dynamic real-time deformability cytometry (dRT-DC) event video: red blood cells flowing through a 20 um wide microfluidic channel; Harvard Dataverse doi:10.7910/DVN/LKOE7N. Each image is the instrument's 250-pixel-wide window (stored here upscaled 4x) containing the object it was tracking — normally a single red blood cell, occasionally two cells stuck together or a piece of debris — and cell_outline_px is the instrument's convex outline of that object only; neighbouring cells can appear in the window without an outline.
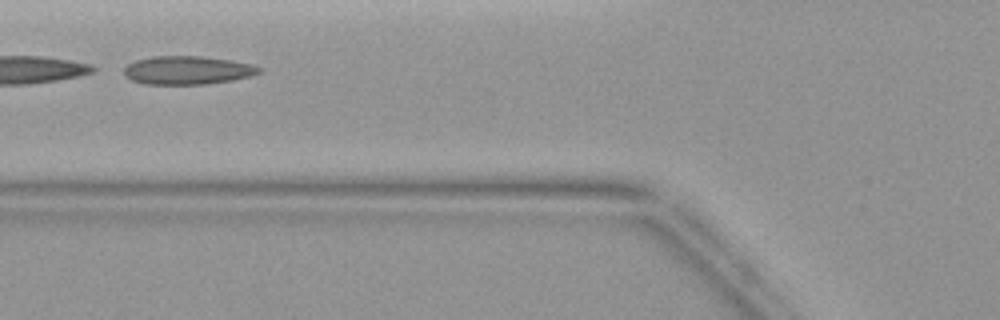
{"species": "common noctule bat (a hibernating species)", "species_latin": "Nyctalus noctula", "temperature_condition": "warm", "stored_images_in_passage": 5, "camera_frame_rate_fps": 3000, "um_per_image_px": 0.085, "animal": {"sex": "female", "body_mass_g": 19.9}, "frame": {"image": 1, "passage_image": 4, "time_ms": 3.667, "image_size_px": [1000, 320], "cell_outline_px": [[264, 68], [260, 72], [252, 76], [232, 80], [204, 84], [144, 84], [132, 80], [124, 76], [124, 68], [128, 64], [136, 60], [152, 56], [200, 56], [232, 60], [252, 64]], "centroid_in_image_um": [15.95, 5.96], "position_along_channel_um": 109.8, "area_um2": 22.48}}